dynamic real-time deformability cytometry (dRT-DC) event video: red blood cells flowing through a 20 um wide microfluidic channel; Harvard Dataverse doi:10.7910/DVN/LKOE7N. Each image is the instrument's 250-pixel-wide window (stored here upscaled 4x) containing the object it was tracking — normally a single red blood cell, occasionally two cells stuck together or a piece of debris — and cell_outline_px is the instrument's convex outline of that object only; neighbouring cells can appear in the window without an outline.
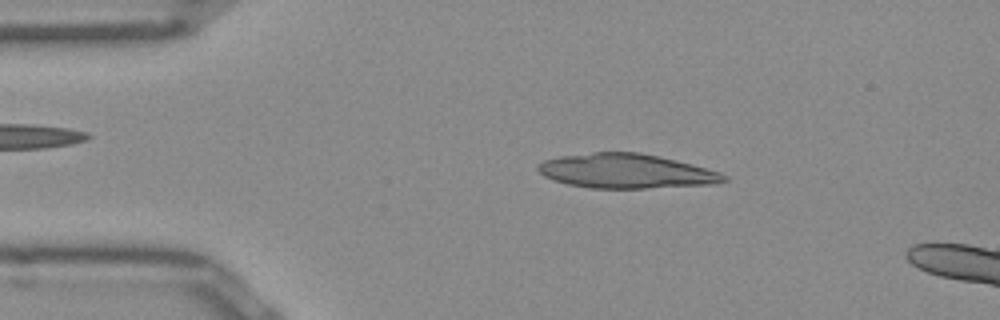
{"species": "Egyptian fruit bat (a non-hibernating species)", "species_latin": "Rousettus aegyptiacus", "temperature_condition": "room temperature", "stored_images_in_passage": 18, "camera_frame_rate_fps": 3000, "um_per_image_px": 0.085, "frame": {"image": 1, "passage_image": 7, "time_ms": 2.0, "image_size_px": [1000, 320], "cell_outline_px": [[728, 180], [716, 184], [644, 188], [592, 188], [568, 184], [544, 176], [536, 168], [536, 164], [544, 160], [560, 156], [592, 152], [636, 152], [676, 160], [692, 164], [720, 172], [728, 176]], "centroid_in_image_um": [53.23, 14.54], "position_along_channel_um": 31.8, "area_um2": 37.17}}